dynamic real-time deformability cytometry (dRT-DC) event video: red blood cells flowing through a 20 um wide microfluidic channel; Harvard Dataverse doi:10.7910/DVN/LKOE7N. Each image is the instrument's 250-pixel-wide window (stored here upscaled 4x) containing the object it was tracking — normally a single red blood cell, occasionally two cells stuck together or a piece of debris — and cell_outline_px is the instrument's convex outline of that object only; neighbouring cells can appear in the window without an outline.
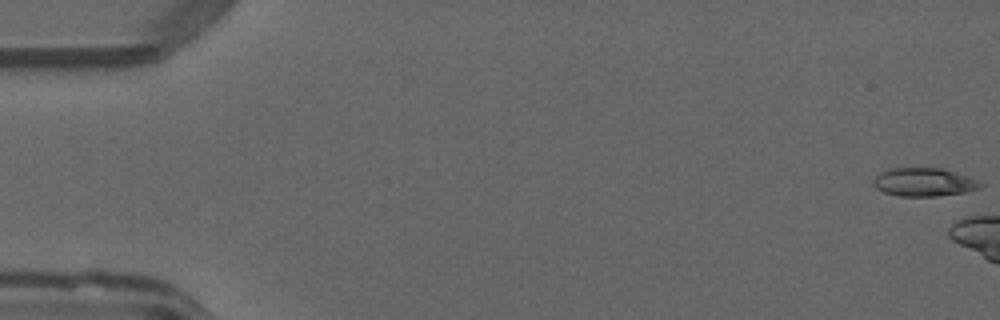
{"species": "common noctule bat (a hibernating species)", "species_latin": "Nyctalus noctula", "temperature_condition": "warm", "stored_images_in_passage": 7, "camera_frame_rate_fps": 3000, "um_per_image_px": 0.085, "animal": {"sex": "male", "forearm_length_mm": 52.5}, "frame": {"image": 1, "passage_image": 1, "time_ms": 0.0, "image_size_px": [1000, 320], "cell_outline_px": [[984, 184], [980, 188], [964, 192], [936, 196], [900, 196], [884, 192], [876, 188], [872, 184], [876, 176], [880, 172], [892, 168], [944, 168], [980, 180]], "centroid_in_image_um": [78.57, 15.47], "position_along_channel_um": 6.4, "area_um2": 17.74}}